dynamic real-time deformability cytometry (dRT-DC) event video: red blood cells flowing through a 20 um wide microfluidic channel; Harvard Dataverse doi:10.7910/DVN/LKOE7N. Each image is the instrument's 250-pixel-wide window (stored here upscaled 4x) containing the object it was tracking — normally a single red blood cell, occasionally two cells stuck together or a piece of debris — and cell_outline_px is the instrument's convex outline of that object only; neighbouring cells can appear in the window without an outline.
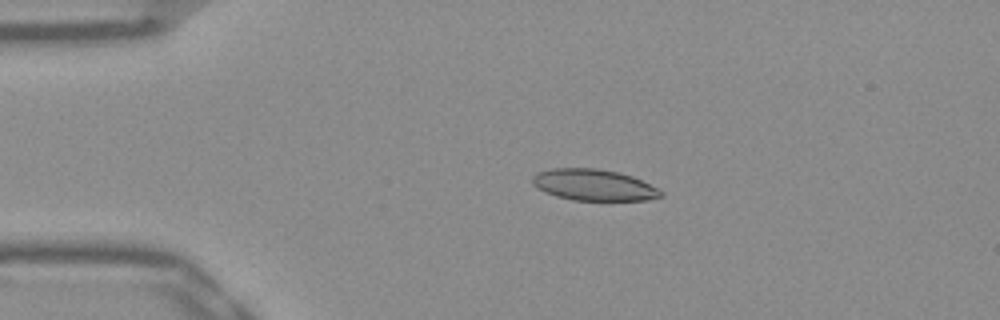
{"species": "Egyptian fruit bat (a non-hibernating species)", "species_latin": "Rousettus aegyptiacus", "temperature_condition": "warm", "stored_images_in_passage": 43, "camera_frame_rate_fps": 3000, "um_per_image_px": 0.085, "frame": {"image": 1, "passage_image": 2, "time_ms": 0.333, "image_size_px": [1000, 320], "cell_outline_px": [[664, 196], [644, 200], [572, 200], [556, 196], [544, 192], [532, 184], [532, 176], [540, 172], [552, 168], [596, 168], [616, 172], [632, 176], [664, 192]], "centroid_in_image_um": [50.44, 15.72], "position_along_channel_um": 34.6, "area_um2": 23.24}}
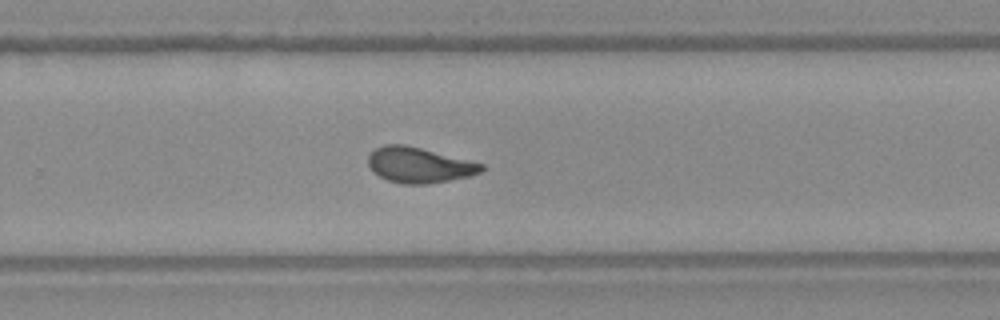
{"frame": {"image": 2, "passage_image": 25, "time_ms": 8.0, "image_size_px": [1000, 320], "cell_outline_px": [[484, 168], [480, 172], [468, 176], [428, 184], [404, 184], [388, 180], [372, 172], [368, 164], [368, 156], [376, 148], [384, 144], [404, 144], [484, 164]], "centroid_in_image_um": [35.58, 14.03], "position_along_channel_um": 294.2, "area_um2": 23.12}}
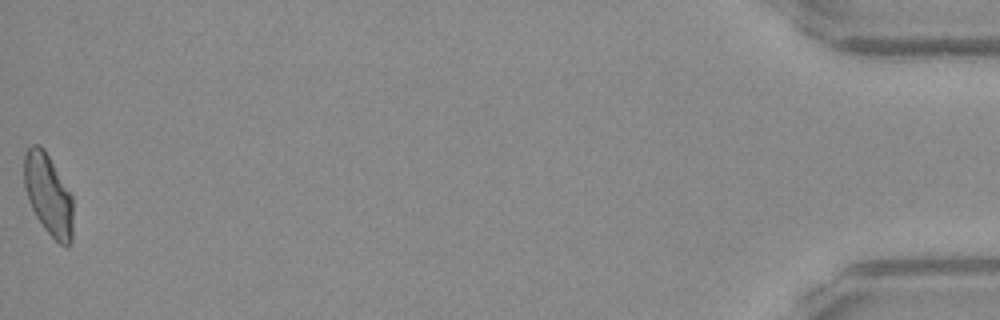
{"frame": {"image": 3, "passage_image": 43, "time_ms": 14.0, "image_size_px": [1000, 320], "cell_outline_px": [[72, 244], [68, 248], [60, 244], [44, 228], [36, 216], [28, 200], [24, 184], [24, 156], [28, 148], [32, 144], [40, 144], [44, 148], [72, 196]], "centroid_in_image_um": [4.11, 16.55], "position_along_channel_um": 431.1, "area_um2": 23.06}, "authors_computed_cell_mechanics": {"area_um2": 23.2356, "velocity_mm_per_s": 3.9172, "shape_relaxation_time_tau1_ms": null, "shape_relaxation_time_tau2_ms": 1.4727, "deformation_change_tau1": null, "deformation_change_tau2": 0.08}}